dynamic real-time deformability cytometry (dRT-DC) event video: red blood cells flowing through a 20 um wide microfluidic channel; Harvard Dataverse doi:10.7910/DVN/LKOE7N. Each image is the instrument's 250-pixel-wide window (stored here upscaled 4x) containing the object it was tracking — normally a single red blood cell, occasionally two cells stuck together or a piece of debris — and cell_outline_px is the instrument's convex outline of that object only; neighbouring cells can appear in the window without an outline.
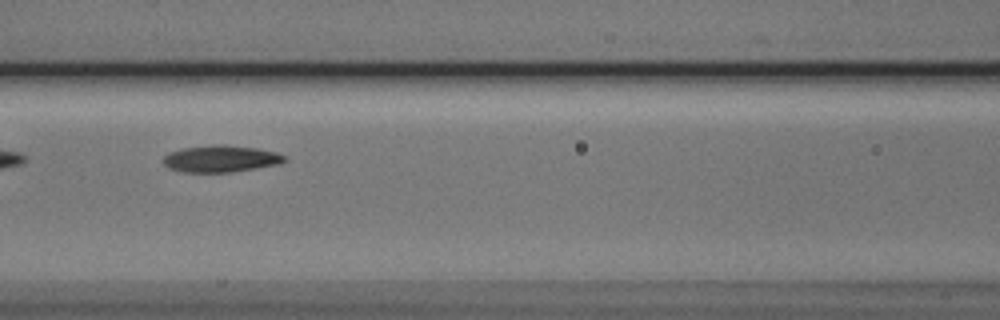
{"species": "Egyptian fruit bat (a non-hibernating species)", "species_latin": "Rousettus aegyptiacus", "temperature_condition": "cold", "stored_images_in_passage": 8, "camera_frame_rate_fps": 3000, "um_per_image_px": 0.085, "animal": {"sex": "male"}, "frame": {"image": 1, "passage_image": 6, "time_ms": 6.667, "image_size_px": [1000, 320], "cell_outline_px": [[288, 160], [280, 164], [256, 168], [228, 172], [184, 172], [168, 168], [160, 160], [168, 152], [180, 148], [212, 144], [224, 144], [256, 148], [276, 152], [288, 156]], "centroid_in_image_um": [18.75, 13.48], "position_along_channel_um": 147.8, "area_um2": 19.31}}
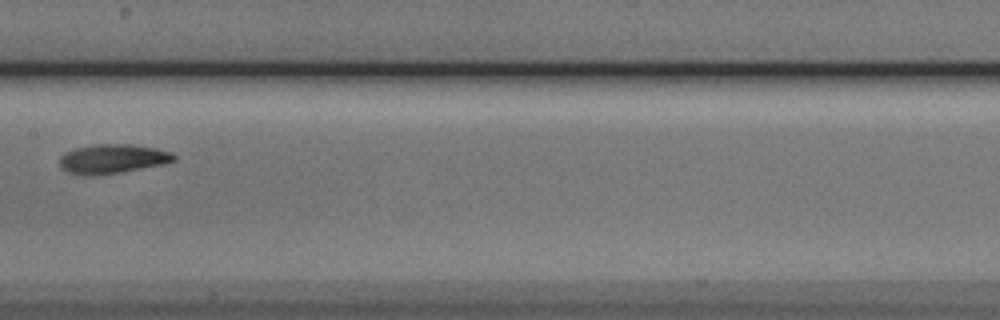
{"frame": {"image": 2, "passage_image": 7, "time_ms": 8.0, "image_size_px": [1000, 320], "cell_outline_px": [[176, 160], [164, 164], [120, 172], [68, 172], [60, 164], [60, 156], [64, 152], [76, 148], [96, 144], [132, 144], [156, 148], [172, 152], [176, 156]], "centroid_in_image_um": [9.67, 13.44], "position_along_channel_um": 197.7, "area_um2": 18.67}}
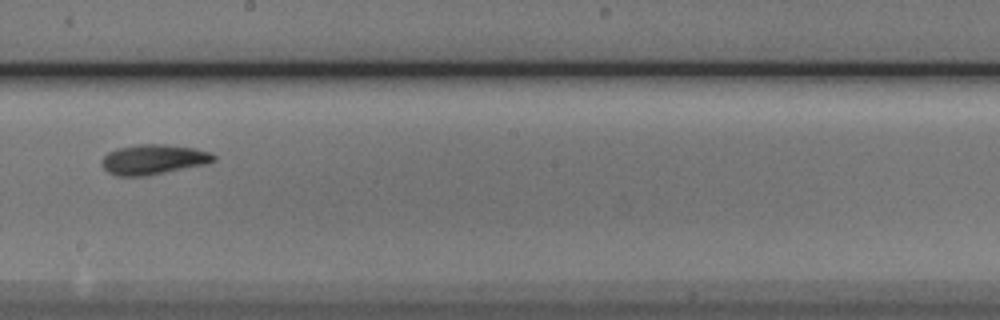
{"frame": {"image": 3, "passage_image": 8, "time_ms": 9.0, "image_size_px": [1000, 320], "cell_outline_px": [[216, 160], [208, 164], [148, 176], [116, 176], [108, 172], [100, 164], [100, 160], [108, 152], [116, 148], [136, 144], [164, 144], [196, 148], [212, 152], [216, 156]], "centroid_in_image_um": [13.06, 13.55], "position_along_channel_um": 235.1, "area_um2": 20.06}}